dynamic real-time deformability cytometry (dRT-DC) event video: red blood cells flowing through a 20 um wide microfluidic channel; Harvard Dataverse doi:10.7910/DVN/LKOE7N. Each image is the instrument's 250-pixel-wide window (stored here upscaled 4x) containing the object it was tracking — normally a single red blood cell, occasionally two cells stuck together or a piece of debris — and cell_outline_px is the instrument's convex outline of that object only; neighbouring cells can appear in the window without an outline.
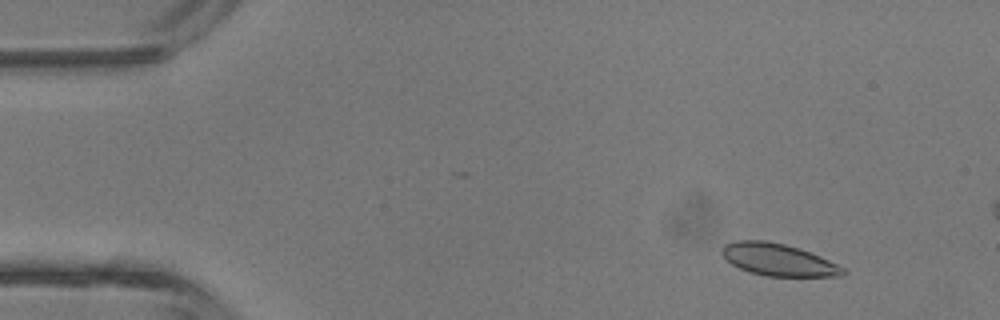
{"species": "common noctule bat (a hibernating species)", "species_latin": "Nyctalus noctula", "temperature_condition": "room temperature", "stored_images_in_passage": 4, "camera_frame_rate_fps": 3000, "um_per_image_px": 0.085, "animal": {"sex": "male", "body_mass_g": 13.3}, "frame": {"image": 1, "passage_image": 2, "time_ms": 1.0, "image_size_px": [1000, 320], "cell_outline_px": [[848, 272], [844, 276], [764, 276], [748, 272], [732, 264], [720, 252], [724, 244], [736, 240], [764, 240], [784, 244], [820, 256], [844, 268]], "centroid_in_image_um": [66.13, 22.08], "position_along_channel_um": 18.9, "area_um2": 22.54}}